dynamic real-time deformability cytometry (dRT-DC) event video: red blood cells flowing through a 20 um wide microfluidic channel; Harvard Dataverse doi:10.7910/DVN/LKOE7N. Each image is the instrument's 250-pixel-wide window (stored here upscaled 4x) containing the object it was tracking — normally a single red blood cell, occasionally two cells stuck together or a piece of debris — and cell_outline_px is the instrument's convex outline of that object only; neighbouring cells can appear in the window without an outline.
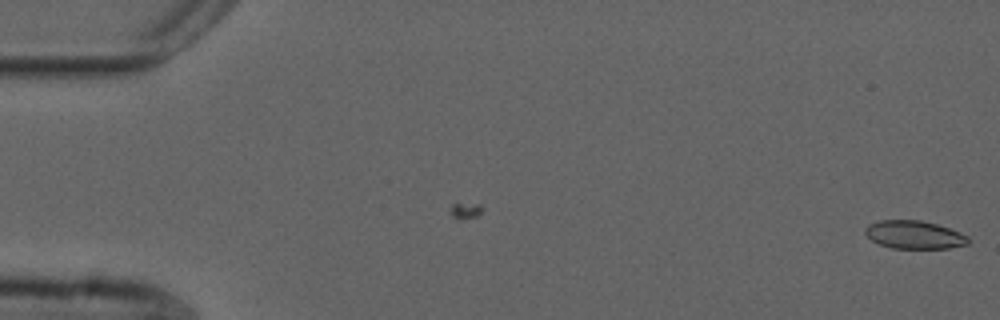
{"species": "common noctule bat (a hibernating species)", "species_latin": "Nyctalus noctula", "temperature_condition": "cold", "stored_images_in_passage": 6, "camera_frame_rate_fps": 3000, "um_per_image_px": 0.085, "animal": {"sex": "male", "forearm_length_mm": 52.5}, "frame": {"image": 1, "passage_image": 6, "time_ms": 1.667, "image_size_px": [1000, 320], "cell_outline_px": [[968, 244], [948, 248], [892, 248], [880, 244], [872, 240], [864, 232], [864, 228], [868, 224], [880, 220], [920, 220], [936, 224], [960, 232], [968, 236]], "centroid_in_image_um": [77.69, 19.95], "position_along_channel_um": 7.3, "area_um2": 16.76}}